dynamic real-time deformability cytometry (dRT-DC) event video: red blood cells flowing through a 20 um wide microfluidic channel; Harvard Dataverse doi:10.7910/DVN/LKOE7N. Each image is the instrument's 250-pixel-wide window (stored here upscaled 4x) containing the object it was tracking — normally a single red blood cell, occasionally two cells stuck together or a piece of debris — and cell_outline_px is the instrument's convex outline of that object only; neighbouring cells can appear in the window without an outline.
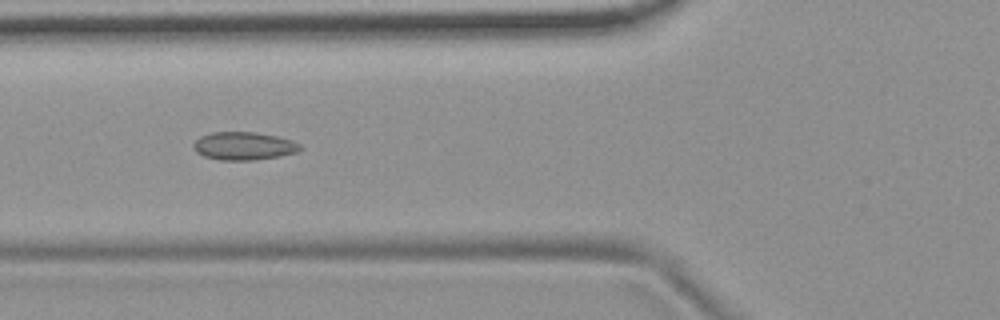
{"species": "common noctule bat (a hibernating species)", "species_latin": "Nyctalus noctula", "temperature_condition": "room temperature", "stored_images_in_passage": 11, "camera_frame_rate_fps": 3000, "um_per_image_px": 0.085, "animal": {"sex": "female", "body_mass_g": 19.9}, "frame": {"image": 1, "passage_image": 2, "time_ms": 1.0, "image_size_px": [1000, 320], "cell_outline_px": [[304, 148], [296, 152], [280, 156], [252, 160], [220, 160], [204, 156], [196, 152], [192, 148], [192, 144], [200, 136], [212, 132], [256, 132], [276, 136], [292, 140], [300, 144]], "centroid_in_image_um": [20.71, 12.4], "position_along_channel_um": 105.1, "area_um2": 17.51}}